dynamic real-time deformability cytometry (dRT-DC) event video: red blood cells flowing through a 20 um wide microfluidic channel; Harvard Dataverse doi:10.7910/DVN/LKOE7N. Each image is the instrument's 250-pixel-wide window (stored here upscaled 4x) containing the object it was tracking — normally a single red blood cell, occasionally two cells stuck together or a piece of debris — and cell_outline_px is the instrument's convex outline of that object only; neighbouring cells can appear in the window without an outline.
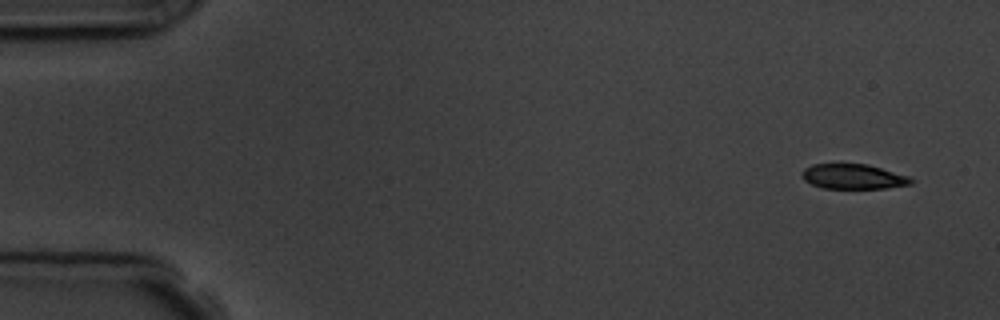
{"species": "common noctule bat (a hibernating species)", "species_latin": "Nyctalus noctula", "temperature_condition": "room temperature", "stored_images_in_passage": 5, "camera_frame_rate_fps": 3000, "um_per_image_px": 0.085, "animal": {"sex": "male", "body_mass_g": 19.5, "forearm_length_mm": 54.6}, "frame": {"image": 1, "passage_image": 1, "time_ms": 0.0, "image_size_px": [1000, 320], "cell_outline_px": [[916, 180], [912, 184], [884, 188], [824, 188], [812, 184], [804, 180], [800, 176], [800, 172], [804, 168], [812, 164], [868, 164], [908, 176]], "centroid_in_image_um": [72.51, 15.0], "position_along_channel_um": 12.5, "area_um2": 15.9}}
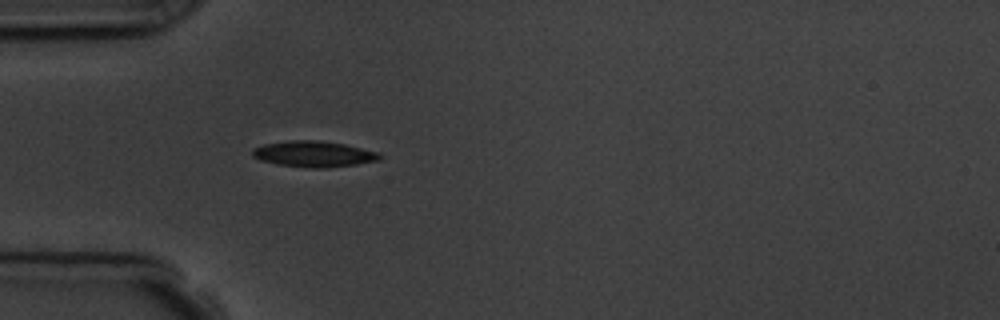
{"frame": {"image": 2, "passage_image": 5, "time_ms": 4.333, "image_size_px": [1000, 320], "cell_outline_px": [[384, 156], [380, 160], [356, 164], [328, 168], [312, 168], [276, 164], [260, 160], [252, 156], [252, 148], [264, 144], [292, 140], [316, 140], [344, 144], [380, 152]], "centroid_in_image_um": [26.69, 13.09], "position_along_channel_um": 58.3, "area_um2": 19.36}}